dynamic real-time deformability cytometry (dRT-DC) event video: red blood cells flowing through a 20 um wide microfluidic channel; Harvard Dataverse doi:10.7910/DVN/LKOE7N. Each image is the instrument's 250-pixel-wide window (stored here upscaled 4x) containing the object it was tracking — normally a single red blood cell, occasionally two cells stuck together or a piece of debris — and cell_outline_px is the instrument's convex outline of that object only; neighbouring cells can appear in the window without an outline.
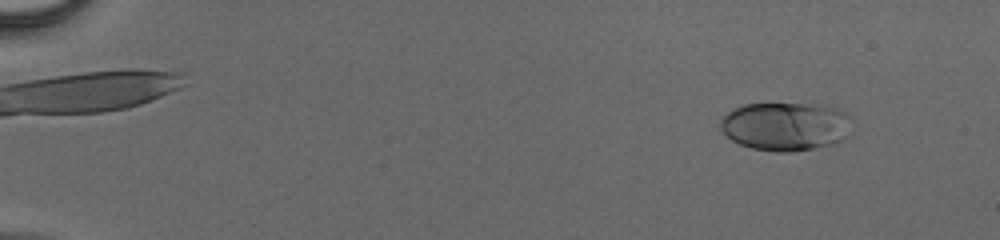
{"species": "human", "species_latin": "Homo sapiens", "temperature_condition": "cold", "stored_images_in_passage": 43, "camera_frame_rate_fps": 3000, "um_per_image_px": 0.085, "donor": {"sex": "male"}, "frame": {"image": 1, "passage_image": 1, "time_ms": 0.0, "image_size_px": [1000, 240], "cell_outline_px": [[848, 136], [844, 140], [832, 144], [812, 148], [788, 152], [776, 152], [752, 148], [740, 144], [732, 140], [720, 128], [720, 120], [728, 112], [744, 104], [820, 104], [836, 108], [844, 112], [848, 116]], "centroid_in_image_um": [66.76, 10.74], "position_along_channel_um": 18.2, "area_um2": 36.88}}
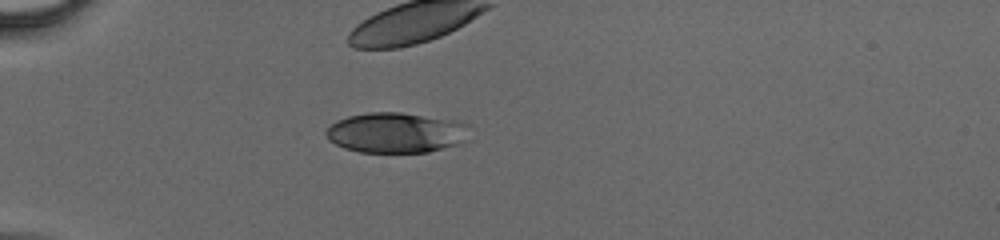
{"frame": {"image": 2, "passage_image": 11, "time_ms": 3.333, "image_size_px": [1000, 240], "cell_outline_px": [[468, 124], [460, 144], [428, 152], [360, 152], [344, 148], [328, 140], [324, 132], [336, 120], [348, 116], [368, 112], [400, 112], [460, 120]], "centroid_in_image_um": [33.62, 11.26], "position_along_channel_um": 51.4, "area_um2": 33.7}}